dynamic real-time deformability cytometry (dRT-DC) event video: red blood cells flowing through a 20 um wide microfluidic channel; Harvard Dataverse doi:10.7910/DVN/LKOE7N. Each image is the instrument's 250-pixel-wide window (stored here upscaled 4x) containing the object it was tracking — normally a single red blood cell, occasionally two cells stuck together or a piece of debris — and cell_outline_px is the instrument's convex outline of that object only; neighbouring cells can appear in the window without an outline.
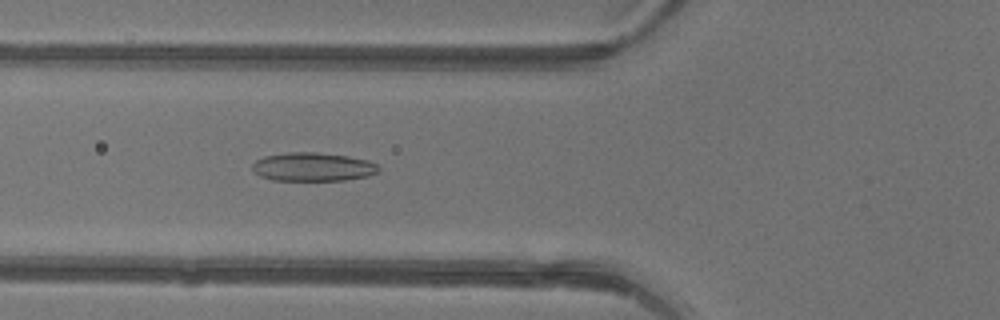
{"species": "common noctule bat (a hibernating species)", "species_latin": "Nyctalus noctula", "temperature_condition": "warm", "stored_images_in_passage": 48, "camera_frame_rate_fps": 3000, "um_per_image_px": 0.085, "animal": {"sex": "female"}, "frame": {"image": 1, "passage_image": 19, "time_ms": 6.0, "image_size_px": [1000, 320], "cell_outline_px": [[380, 168], [376, 172], [368, 176], [344, 180], [272, 180], [260, 176], [252, 172], [252, 164], [256, 160], [264, 156], [288, 152], [316, 152], [348, 156], [368, 160], [376, 164]], "centroid_in_image_um": [26.56, 14.18], "position_along_channel_um": 99.2, "area_um2": 21.1}}
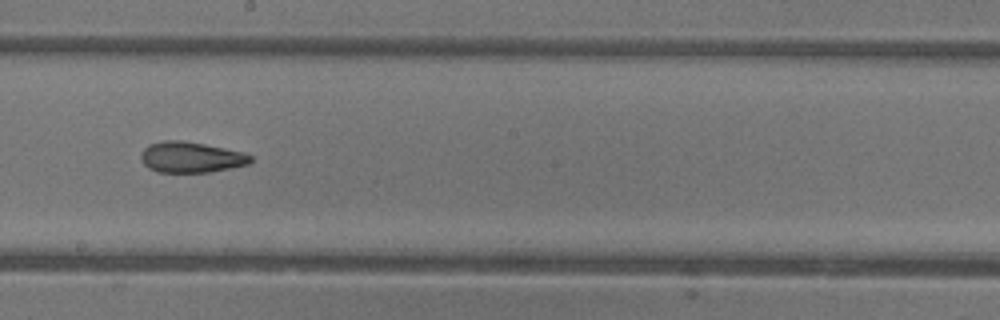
{"frame": {"image": 2, "passage_image": 28, "time_ms": 9.0, "image_size_px": [1000, 320], "cell_outline_px": [[252, 160], [248, 164], [212, 172], [156, 172], [148, 168], [144, 164], [140, 156], [144, 148], [148, 144], [164, 140], [184, 140], [244, 152], [252, 156]], "centroid_in_image_um": [16.22, 13.36], "position_along_channel_um": 232.0, "area_um2": 19.77}}
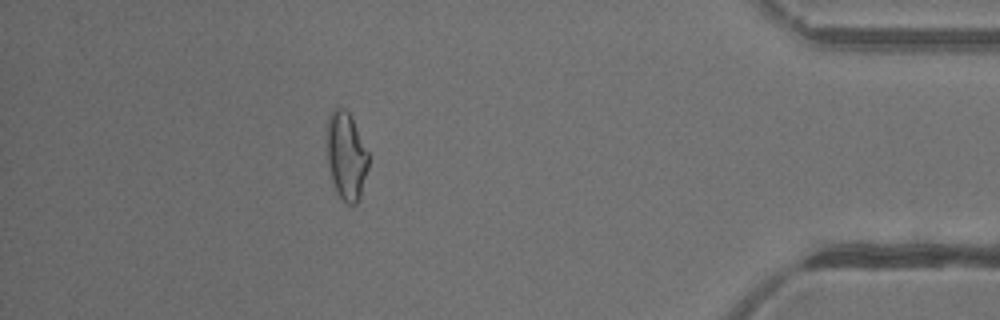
{"frame": {"image": 3, "passage_image": 43, "time_ms": 14.0, "image_size_px": [1000, 320], "cell_outline_px": [[368, 168], [360, 196], [356, 204], [348, 204], [336, 192], [328, 168], [324, 148], [328, 116], [332, 108], [344, 108], [348, 112], [368, 152]], "centroid_in_image_um": [29.37, 13.23], "position_along_channel_um": 405.8, "area_um2": 21.56}, "authors_computed_cell_mechanics": {"area_um2": 21.4727, "velocity_mm_per_s": 4.4082, "shape_relaxation_time_tau1_ms": null, "shape_relaxation_time_tau2_ms": 2.4322, "deformation_change_tau1": null, "deformation_change_tau2": 0.102}}